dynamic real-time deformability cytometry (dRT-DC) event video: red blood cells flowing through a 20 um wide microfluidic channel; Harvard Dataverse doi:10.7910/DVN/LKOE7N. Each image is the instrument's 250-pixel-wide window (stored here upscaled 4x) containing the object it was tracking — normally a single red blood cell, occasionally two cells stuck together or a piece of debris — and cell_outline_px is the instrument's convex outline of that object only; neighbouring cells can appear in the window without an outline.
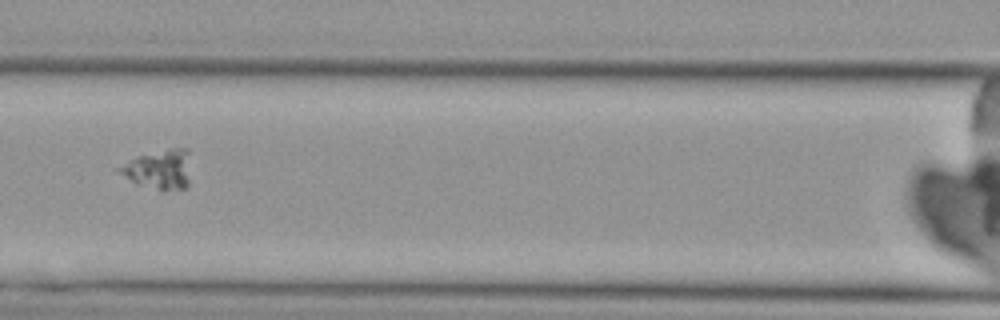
{"species": "Egyptian fruit bat (a non-hibernating species)", "species_latin": "Rousettus aegyptiacus", "temperature_condition": "cold", "stored_images_in_passage": 4, "camera_frame_rate_fps": 3000, "um_per_image_px": 0.085, "animal": {"sex": "female"}, "frame": {"image": 1, "passage_image": 3, "time_ms": 2.333, "image_size_px": [1000, 320], "cell_outline_px": [[188, 184], [184, 188], [164, 192], [160, 192], [132, 180], [120, 172], [116, 168], [128, 160], [136, 156], [168, 148], [188, 148]], "centroid_in_image_um": [13.53, 14.4], "position_along_channel_um": 153.1, "area_um2": 16.3}}
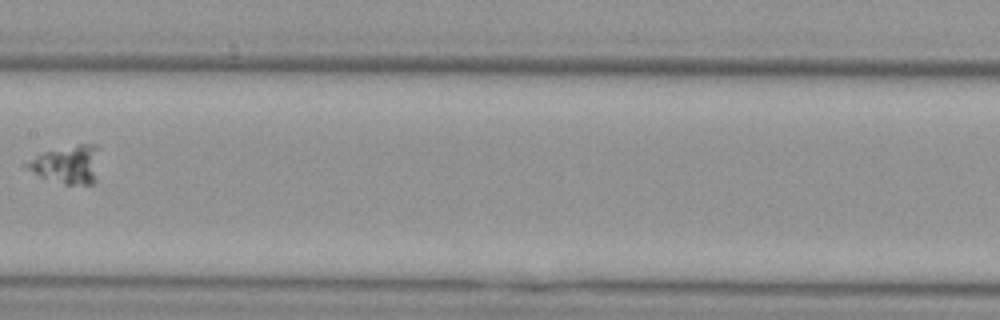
{"frame": {"image": 2, "passage_image": 4, "time_ms": 3.667, "image_size_px": [1000, 320], "cell_outline_px": [[96, 180], [92, 184], [64, 184], [40, 176], [20, 164], [44, 152], [80, 144], [96, 144]], "centroid_in_image_um": [5.65, 13.99], "position_along_channel_um": 201.7, "area_um2": 15.72}}